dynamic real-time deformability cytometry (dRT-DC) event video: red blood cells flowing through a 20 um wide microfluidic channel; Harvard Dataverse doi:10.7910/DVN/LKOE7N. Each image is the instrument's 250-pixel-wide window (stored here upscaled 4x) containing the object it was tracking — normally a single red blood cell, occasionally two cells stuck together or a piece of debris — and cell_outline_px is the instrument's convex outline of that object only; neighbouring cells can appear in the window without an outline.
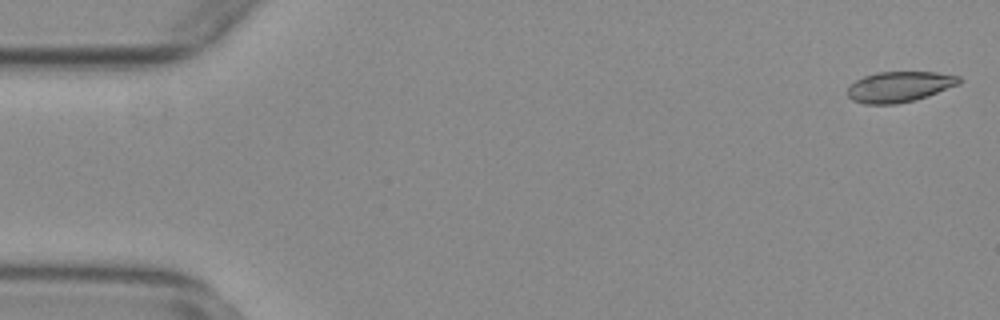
{"species": "common noctule bat (a hibernating species)", "species_latin": "Nyctalus noctula", "temperature_condition": "warm", "stored_images_in_passage": 54, "camera_frame_rate_fps": 3000, "um_per_image_px": 0.085, "animal": {"sex": "female", "body_mass_g": 29.2, "forearm_length_mm": 56.3}, "frame": {"image": 1, "passage_image": 2, "time_ms": 0.333, "image_size_px": [1000, 320], "cell_outline_px": [[964, 80], [960, 84], [928, 96], [916, 100], [896, 104], [864, 104], [852, 100], [848, 96], [848, 88], [856, 80], [864, 76], [876, 72], [936, 72], [960, 76]], "centroid_in_image_um": [76.49, 7.37], "position_along_channel_um": 8.5, "area_um2": 20.06}}
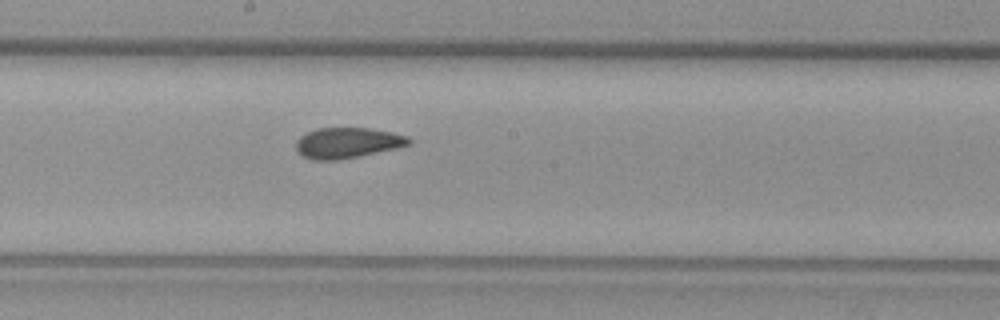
{"frame": {"image": 2, "passage_image": 30, "time_ms": 9.667, "image_size_px": [1000, 320], "cell_outline_px": [[412, 140], [408, 144], [396, 148], [336, 160], [312, 160], [304, 156], [296, 148], [296, 140], [300, 136], [316, 128], [368, 128], [392, 132], [408, 136]], "centroid_in_image_um": [29.51, 12.13], "position_along_channel_um": 218.7, "area_um2": 19.83}}
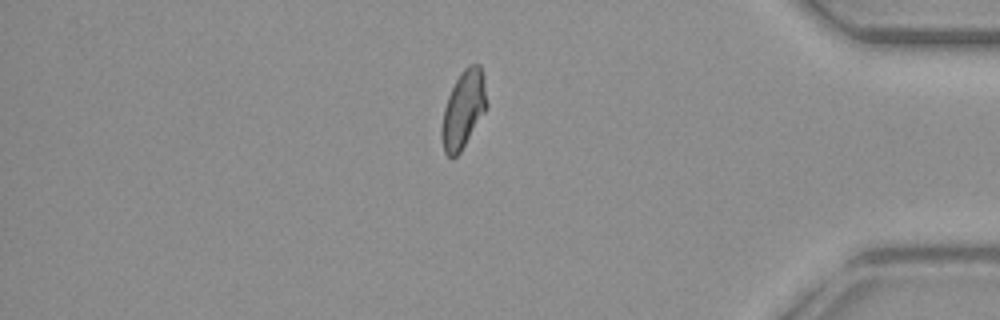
{"frame": {"image": 3, "passage_image": 47, "time_ms": 15.333, "image_size_px": [1000, 320], "cell_outline_px": [[488, 104], [484, 112], [460, 152], [452, 160], [444, 152], [440, 136], [440, 128], [444, 108], [448, 96], [460, 72], [468, 64], [480, 64], [484, 76]], "centroid_in_image_um": [39.37, 9.29], "position_along_channel_um": 395.8, "area_um2": 20.46}, "authors_computed_cell_mechanics": {"area_um2": 20.519, "velocity_mm_per_s": 3.7556, "shape_relaxation_time_tau1_ms": null, "shape_relaxation_time_tau2_ms": 1.8632, "deformation_change_tau1": null, "deformation_change_tau2": 0.0571}}